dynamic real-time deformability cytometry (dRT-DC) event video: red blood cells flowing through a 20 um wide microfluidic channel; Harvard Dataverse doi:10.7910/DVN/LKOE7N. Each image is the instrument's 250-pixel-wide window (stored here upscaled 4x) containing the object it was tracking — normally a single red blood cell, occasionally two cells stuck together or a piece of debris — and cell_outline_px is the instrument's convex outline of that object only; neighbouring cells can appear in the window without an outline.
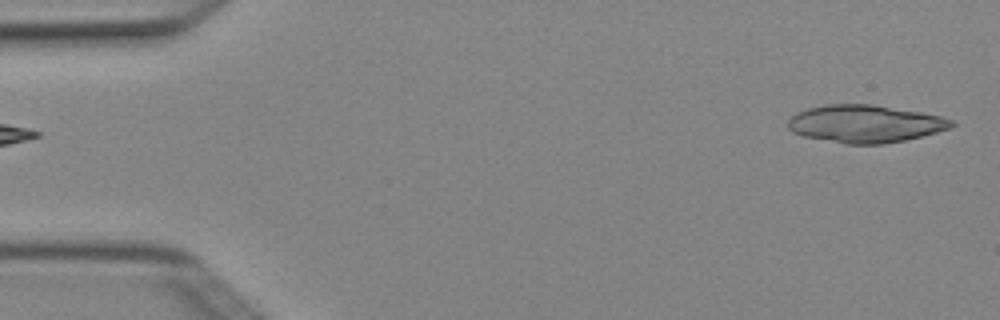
{"species": "Egyptian fruit bat (a non-hibernating species)", "species_latin": "Rousettus aegyptiacus", "temperature_condition": "cold", "stored_images_in_passage": 5, "segment_of_instrument_passage": [2, 2], "camera_frame_rate_fps": 3000, "um_per_image_px": 0.085, "animal": {"sex": "female"}, "frame": {"image": 1, "passage_image": 5, "time_ms": 1.333, "image_size_px": [1000, 320], "cell_outline_px": [[956, 124], [952, 128], [904, 140], [884, 144], [844, 144], [804, 136], [792, 132], [788, 128], [788, 120], [796, 112], [808, 108], [824, 104], [872, 104], [920, 112], [940, 116], [956, 120]], "centroid_in_image_um": [73.54, 10.52], "position_along_channel_um": 11.5, "area_um2": 35.95}}